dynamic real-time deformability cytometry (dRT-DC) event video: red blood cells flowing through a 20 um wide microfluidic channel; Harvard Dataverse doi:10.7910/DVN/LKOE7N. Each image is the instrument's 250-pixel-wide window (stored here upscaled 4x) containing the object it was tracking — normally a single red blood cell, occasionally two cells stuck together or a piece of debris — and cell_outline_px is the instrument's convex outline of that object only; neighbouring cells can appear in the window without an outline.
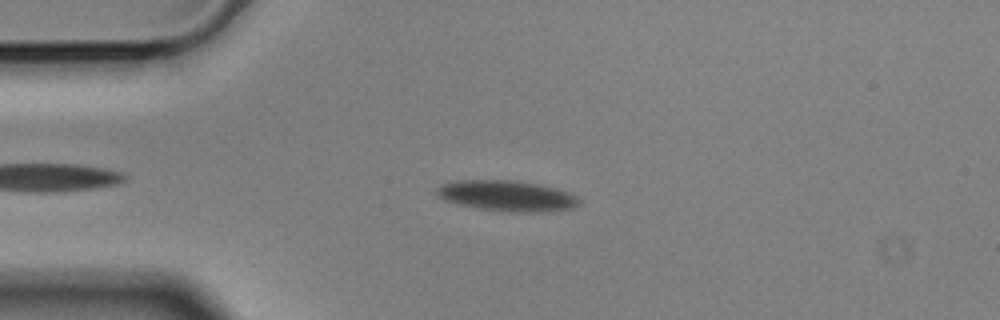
{"species": "Egyptian fruit bat (a non-hibernating species)", "species_latin": "Rousettus aegyptiacus", "temperature_condition": "cold", "stored_images_in_passage": 38, "camera_frame_rate_fps": 3000, "um_per_image_px": 0.085, "animal": {"sex": "male"}, "frame": {"image": 1, "passage_image": 2, "time_ms": 0.333, "image_size_px": [1000, 320], "cell_outline_px": [[580, 204], [572, 208], [540, 212], [512, 212], [480, 208], [460, 204], [444, 200], [436, 196], [436, 188], [444, 184], [460, 180], [516, 180], [540, 184], [556, 188], [568, 192], [576, 196], [580, 200]], "centroid_in_image_um": [43.11, 16.64], "position_along_channel_um": 41.9, "area_um2": 25.37}}
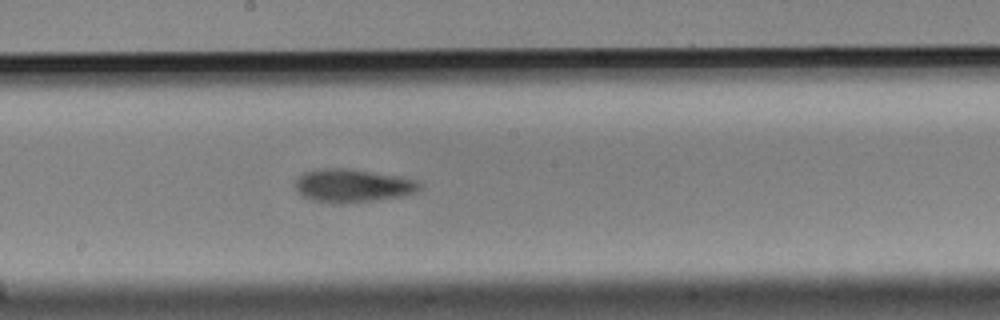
{"frame": {"image": 2, "passage_image": 19, "time_ms": 6.0, "image_size_px": [1000, 320], "cell_outline_px": [[420, 188], [416, 192], [400, 196], [344, 204], [332, 204], [312, 200], [300, 196], [296, 188], [296, 180], [304, 172], [324, 168], [340, 168], [396, 176], [416, 180], [420, 184]], "centroid_in_image_um": [29.91, 15.8], "position_along_channel_um": 218.3, "area_um2": 23.7}}
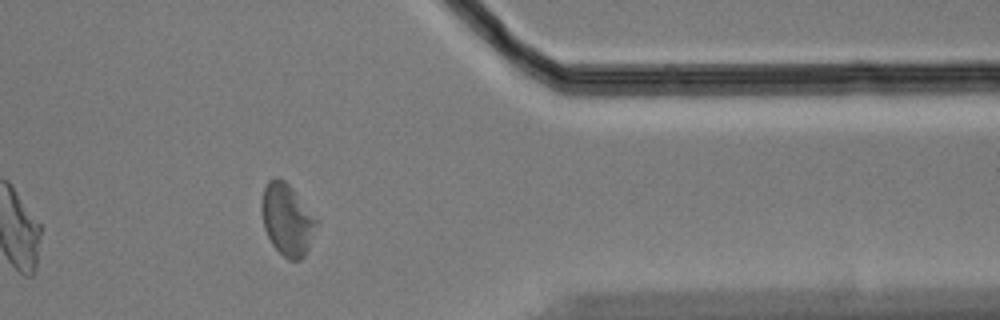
{"frame": {"image": 3, "passage_image": 35, "time_ms": 11.333, "image_size_px": [1000, 320], "cell_outline_px": [[320, 224], [304, 256], [300, 260], [288, 260], [272, 244], [264, 228], [260, 208], [264, 188], [268, 180], [276, 176], [284, 180], [292, 188], [320, 220]], "centroid_in_image_um": [24.44, 18.65], "position_along_channel_um": 387.0, "area_um2": 23.29}, "authors_computed_cell_mechanics": {"area_um2": 23.6402, "velocity_mm_per_s": 3.4842, "shape_relaxation_time_tau1_ms": 5.5065, "shape_relaxation_time_tau2_ms": 5.2187, "deformation_change_tau1": 0.1157, "deformation_change_tau2": 0.1125}}